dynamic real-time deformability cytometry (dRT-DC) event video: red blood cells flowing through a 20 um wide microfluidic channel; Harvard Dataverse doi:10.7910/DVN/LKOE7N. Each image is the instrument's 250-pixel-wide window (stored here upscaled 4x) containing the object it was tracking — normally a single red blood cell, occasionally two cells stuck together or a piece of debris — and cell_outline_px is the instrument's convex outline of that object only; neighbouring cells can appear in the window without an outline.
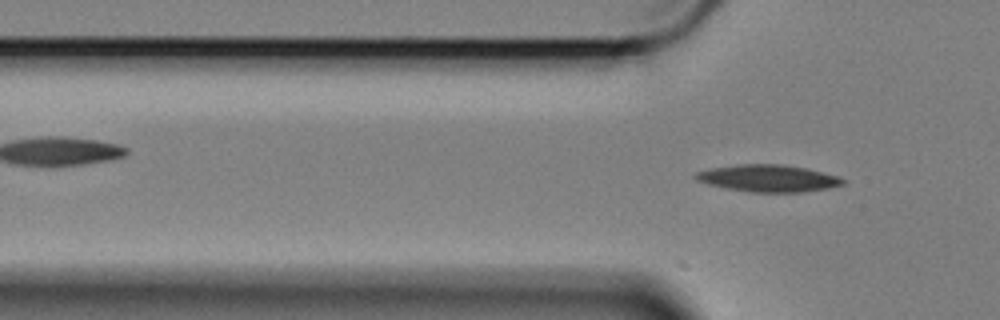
{"species": "Egyptian fruit bat (a non-hibernating species)", "species_latin": "Rousettus aegyptiacus", "temperature_condition": "cold", "stored_images_in_passage": 4, "camera_frame_rate_fps": 3000, "um_per_image_px": 0.085, "animal": {"sex": "female"}, "frame": {"image": 1, "passage_image": 4, "time_ms": 1.0, "image_size_px": [1000, 320], "cell_outline_px": [[848, 180], [844, 184], [828, 188], [800, 192], [748, 192], [708, 184], [696, 180], [692, 176], [696, 172], [712, 168], [740, 164], [780, 164], [804, 168], [840, 176]], "centroid_in_image_um": [65.31, 15.15], "position_along_channel_um": 60.5, "area_um2": 23.12}}